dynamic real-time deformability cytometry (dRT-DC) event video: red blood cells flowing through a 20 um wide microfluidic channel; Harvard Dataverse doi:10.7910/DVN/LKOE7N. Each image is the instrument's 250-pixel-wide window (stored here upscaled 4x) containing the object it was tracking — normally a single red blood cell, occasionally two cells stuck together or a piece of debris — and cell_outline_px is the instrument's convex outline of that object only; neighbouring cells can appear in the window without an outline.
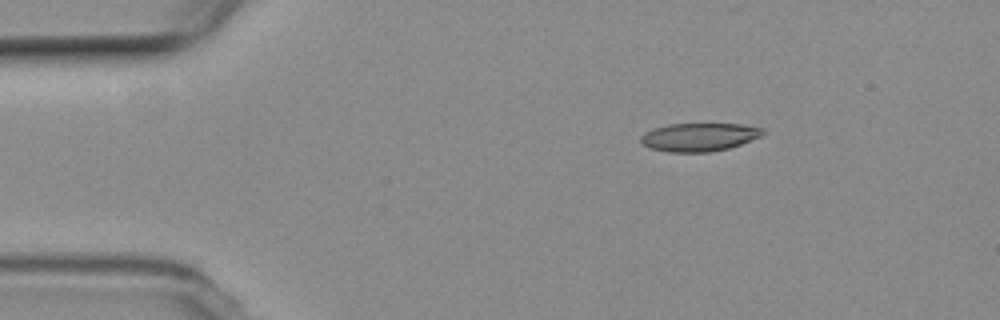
{"species": "common noctule bat (a hibernating species)", "species_latin": "Nyctalus noctula", "temperature_condition": "room temperature", "stored_images_in_passage": 3, "camera_frame_rate_fps": 3000, "um_per_image_px": 0.085, "animal": {"sex": "female", "body_mass_g": 19.3, "forearm_length_mm": 54.1}, "frame": {"image": 1, "passage_image": 1, "time_ms": 0.0, "image_size_px": [1000, 320], "cell_outline_px": [[764, 132], [760, 136], [740, 144], [728, 148], [712, 152], [668, 152], [648, 148], [640, 140], [640, 136], [644, 132], [652, 128], [668, 124], [740, 124], [764, 128]], "centroid_in_image_um": [59.38, 11.65], "position_along_channel_um": 25.6, "area_um2": 20.11}}